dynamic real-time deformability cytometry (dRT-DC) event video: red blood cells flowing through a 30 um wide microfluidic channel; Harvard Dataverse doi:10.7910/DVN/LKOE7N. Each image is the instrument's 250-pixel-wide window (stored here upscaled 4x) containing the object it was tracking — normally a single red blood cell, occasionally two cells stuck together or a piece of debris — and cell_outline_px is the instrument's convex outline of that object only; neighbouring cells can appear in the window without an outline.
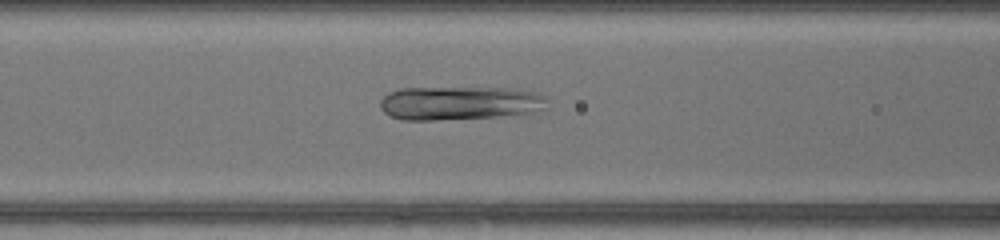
{"species": "common noctule bat (a hibernating species)", "species_latin": "Nyctalus noctula", "temperature_condition": "warm", "stored_images_in_passage": 46, "camera_frame_rate_fps": 3000, "um_per_image_px": 0.085, "animal": {"sex": "female", "body_mass_g": 17.0, "forearm_length_mm": 48.0}, "frame": {"image": 1, "passage_image": 21, "time_ms": 6.667, "image_size_px": [1000, 240], "cell_outline_px": [[548, 108], [528, 112], [496, 116], [432, 120], [404, 120], [392, 116], [384, 112], [380, 108], [380, 100], [388, 92], [400, 88], [520, 88], [536, 92], [544, 96], [548, 100]], "centroid_in_image_um": [39.08, 8.74], "position_along_channel_um": 127.5, "area_um2": 32.77}}
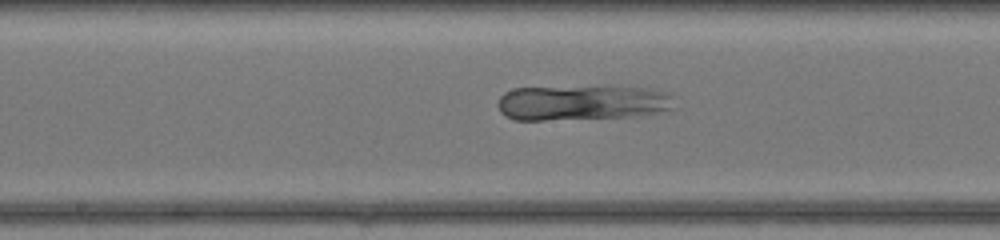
{"frame": {"image": 2, "passage_image": 26, "time_ms": 8.333, "image_size_px": [1000, 240], "cell_outline_px": [[676, 108], [640, 116], [544, 120], [512, 120], [504, 116], [500, 112], [496, 104], [500, 96], [504, 92], [512, 88], [652, 88], [668, 92], [672, 96]], "centroid_in_image_um": [49.47, 8.76], "position_along_channel_um": 198.7, "area_um2": 36.07}}